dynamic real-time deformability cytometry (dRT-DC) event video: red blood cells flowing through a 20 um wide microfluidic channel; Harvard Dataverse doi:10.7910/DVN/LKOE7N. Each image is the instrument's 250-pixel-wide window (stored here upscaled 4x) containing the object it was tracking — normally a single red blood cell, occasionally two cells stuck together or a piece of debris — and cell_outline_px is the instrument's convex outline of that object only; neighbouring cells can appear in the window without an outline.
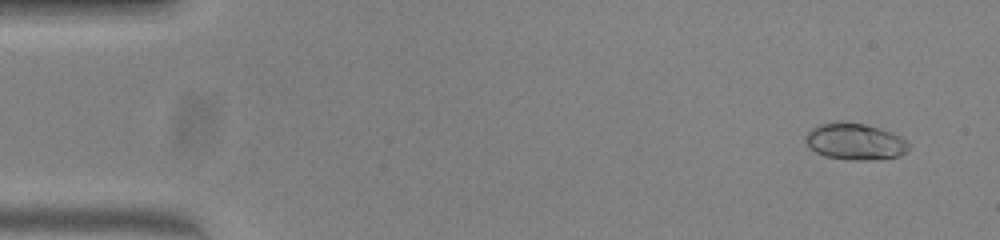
{"species": "common noctule bat (a hibernating species)", "species_latin": "Nyctalus noctula", "temperature_condition": "warm", "stored_images_in_passage": 52, "camera_frame_rate_fps": 3000, "um_per_image_px": 0.085, "animal": {"sex": "female", "body_mass_g": 23.0, "forearm_length_mm": 53.4}, "frame": {"image": 1, "passage_image": 4, "time_ms": 1.0, "image_size_px": [1000, 240], "cell_outline_px": [[908, 148], [900, 156], [872, 160], [848, 160], [824, 156], [808, 148], [804, 140], [804, 136], [816, 124], [864, 124], [880, 128], [892, 132], [900, 136], [908, 144]], "centroid_in_image_um": [72.64, 12.07], "position_along_channel_um": 12.4, "area_um2": 21.68}}
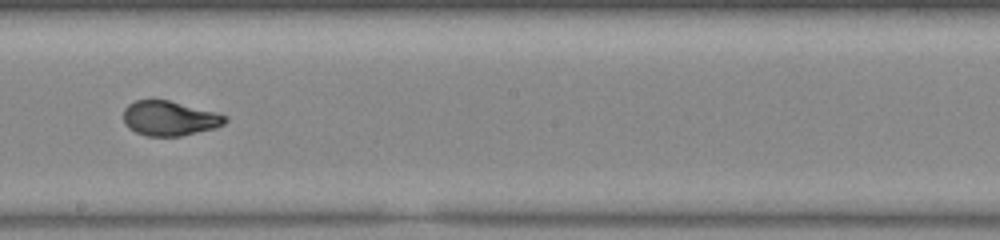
{"frame": {"image": 2, "passage_image": 30, "time_ms": 9.667, "image_size_px": [1000, 240], "cell_outline_px": [[228, 120], [224, 124], [212, 128], [180, 136], [148, 136], [136, 132], [128, 128], [124, 124], [124, 108], [128, 104], [136, 100], [168, 100], [216, 112], [228, 116]], "centroid_in_image_um": [14.39, 10.05], "position_along_channel_um": 233.8, "area_um2": 20.46}}
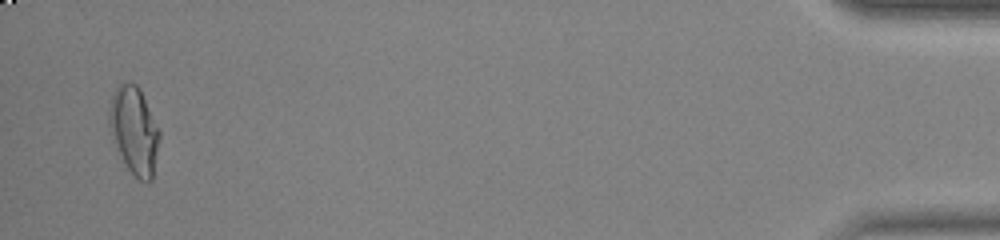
{"frame": {"image": 3, "passage_image": 51, "time_ms": 16.667, "image_size_px": [1000, 240], "cell_outline_px": [[160, 136], [152, 180], [148, 184], [140, 180], [128, 168], [120, 156], [108, 124], [108, 108], [112, 96], [116, 88], [124, 80], [136, 84], [140, 88], [160, 132]], "centroid_in_image_um": [11.4, 11.07], "position_along_channel_um": 423.8, "area_um2": 25.55}}